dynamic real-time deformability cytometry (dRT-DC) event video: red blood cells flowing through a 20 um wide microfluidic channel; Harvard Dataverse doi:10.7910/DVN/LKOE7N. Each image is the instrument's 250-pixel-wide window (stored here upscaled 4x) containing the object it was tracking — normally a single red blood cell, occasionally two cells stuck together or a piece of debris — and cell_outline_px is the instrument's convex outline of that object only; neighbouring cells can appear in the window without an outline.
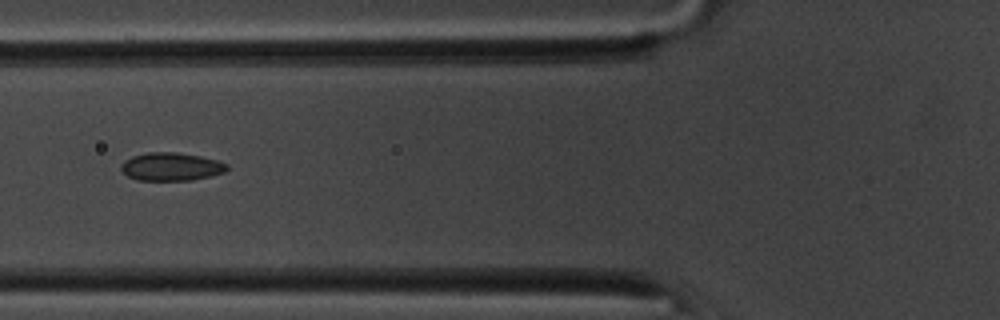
{"species": "common noctule bat (a hibernating species)", "species_latin": "Nyctalus noctula", "temperature_condition": "room temperature", "stored_images_in_passage": 4, "camera_frame_rate_fps": 3000, "um_per_image_px": 0.085, "animal": {"sex": "male", "body_mass_g": 20.1, "forearm_length_mm": 53.5}, "frame": {"image": 1, "passage_image": 2, "time_ms": 0.333, "image_size_px": [1000, 320], "cell_outline_px": [[228, 168], [224, 172], [212, 176], [192, 180], [136, 180], [128, 176], [120, 168], [132, 156], [148, 152], [176, 152], [200, 156], [216, 160], [228, 164]], "centroid_in_image_um": [14.59, 14.17], "position_along_channel_um": 111.2, "area_um2": 17.17}}